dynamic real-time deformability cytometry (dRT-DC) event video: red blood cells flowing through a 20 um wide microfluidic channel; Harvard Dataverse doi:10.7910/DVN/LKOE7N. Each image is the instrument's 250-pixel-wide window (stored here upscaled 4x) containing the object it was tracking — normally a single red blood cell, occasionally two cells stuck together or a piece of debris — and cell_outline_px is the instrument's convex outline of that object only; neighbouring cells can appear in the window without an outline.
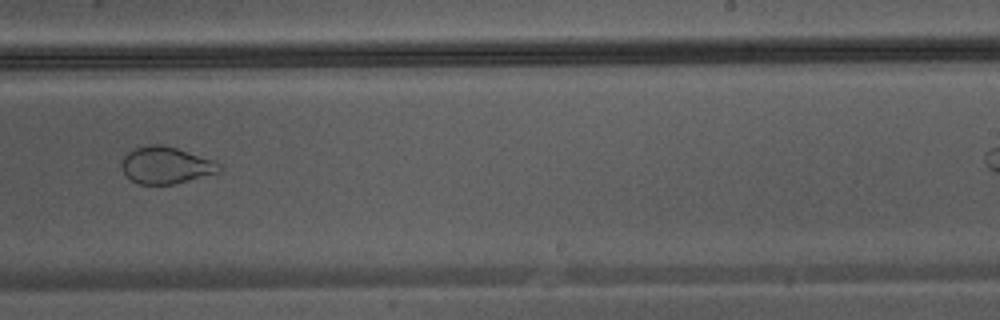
{"species": "Egyptian fruit bat (a non-hibernating species)", "species_latin": "Rousettus aegyptiacus", "temperature_condition": "warm", "stored_images_in_passage": 23, "camera_frame_rate_fps": 3000, "um_per_image_px": 0.085, "animal": {"sex": "male"}, "frame": {"image": 1, "passage_image": 14, "time_ms": 4.333, "image_size_px": [1000, 320], "cell_outline_px": [[220, 168], [216, 172], [188, 180], [172, 184], [140, 184], [132, 180], [120, 168], [120, 164], [124, 156], [128, 152], [136, 148], [148, 144], [160, 144], [176, 148], [212, 160], [220, 164]], "centroid_in_image_um": [14.03, 14.03], "position_along_channel_um": 275.0, "area_um2": 20.52}}